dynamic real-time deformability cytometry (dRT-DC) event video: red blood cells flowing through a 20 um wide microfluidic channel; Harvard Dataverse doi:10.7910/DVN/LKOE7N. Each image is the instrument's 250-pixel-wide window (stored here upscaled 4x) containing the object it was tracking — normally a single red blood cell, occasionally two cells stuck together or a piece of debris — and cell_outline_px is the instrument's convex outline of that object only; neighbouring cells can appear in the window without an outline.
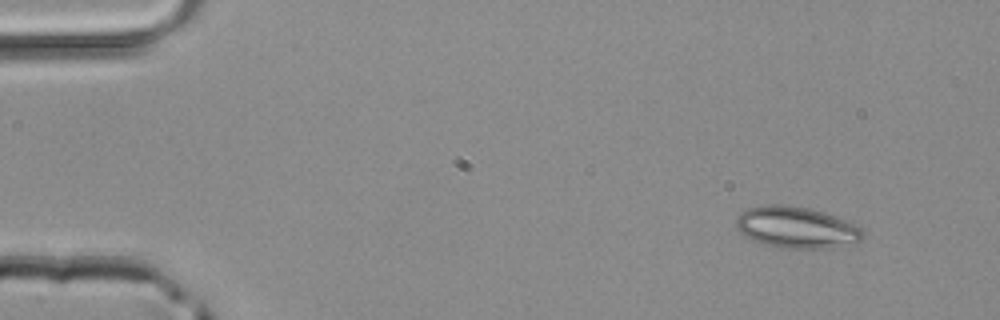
{"species": "common noctule bat (a hibernating species)", "species_latin": "Nyctalus noctula", "temperature_condition": "room temperature", "stored_images_in_passage": 6, "segment_of_instrument_passage": [2, 2], "camera_frame_rate_fps": 3000, "um_per_image_px": 0.085, "animal": {"sex": "male", "body_mass_g": 20.4}, "frame": {"image": 1, "passage_image": 6, "time_ms": 1.667, "image_size_px": [1000, 320], "cell_outline_px": [[864, 240], [856, 244], [840, 248], [788, 248], [764, 244], [744, 236], [736, 228], [736, 216], [740, 212], [748, 208], [768, 204], [780, 204], [808, 208], [824, 212], [844, 220], [860, 228], [864, 232]], "centroid_in_image_um": [67.72, 19.34], "position_along_channel_um": 17.3, "area_um2": 30.87}}